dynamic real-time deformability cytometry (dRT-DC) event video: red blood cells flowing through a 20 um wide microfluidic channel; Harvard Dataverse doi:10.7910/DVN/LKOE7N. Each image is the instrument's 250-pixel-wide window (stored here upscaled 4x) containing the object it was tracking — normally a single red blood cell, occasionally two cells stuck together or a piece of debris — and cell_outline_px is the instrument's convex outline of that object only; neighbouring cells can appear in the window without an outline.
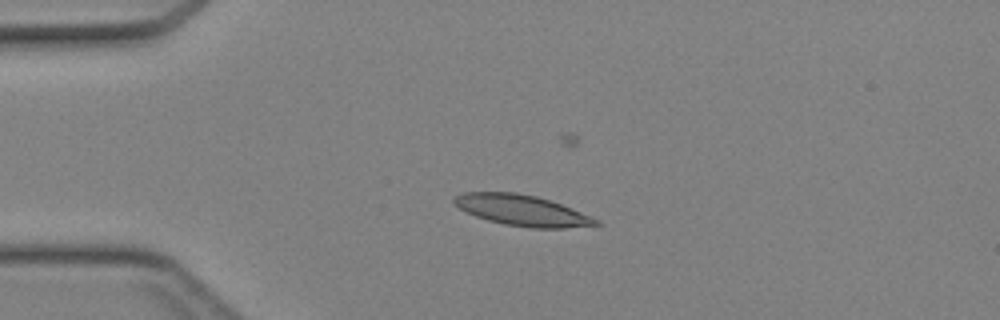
{"species": "Egyptian fruit bat (a non-hibernating species)", "species_latin": "Rousettus aegyptiacus", "temperature_condition": "cold", "stored_images_in_passage": 49, "camera_frame_rate_fps": 3000, "um_per_image_px": 0.085, "animal": {"sex": "female"}, "frame": {"image": 1, "passage_image": 14, "time_ms": 4.333, "image_size_px": [1000, 320], "cell_outline_px": [[600, 224], [564, 228], [532, 228], [504, 224], [488, 220], [476, 216], [460, 208], [452, 200], [456, 196], [464, 192], [516, 192], [536, 196], [560, 204], [600, 220]], "centroid_in_image_um": [44.36, 17.88], "position_along_channel_um": 40.6, "area_um2": 25.03}}
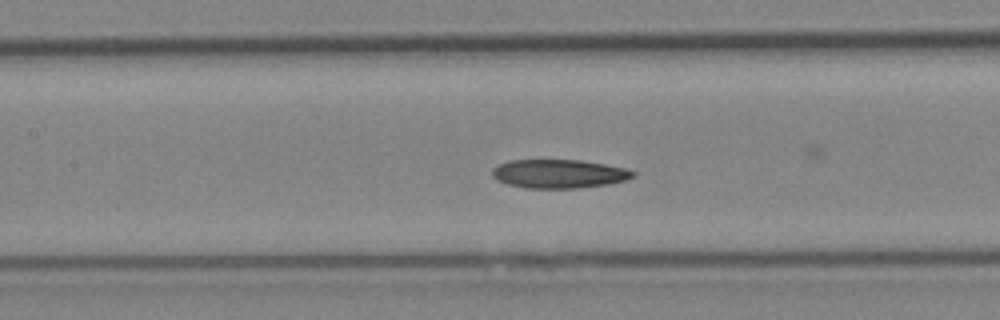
{"frame": {"image": 2, "passage_image": 24, "time_ms": 7.667, "image_size_px": [1000, 320], "cell_outline_px": [[636, 176], [624, 180], [608, 184], [580, 188], [528, 188], [508, 184], [496, 180], [492, 176], [492, 168], [500, 164], [512, 160], [580, 160], [604, 164], [624, 168], [636, 172]], "centroid_in_image_um": [47.51, 14.77], "position_along_channel_um": 159.9, "area_um2": 23.47}}
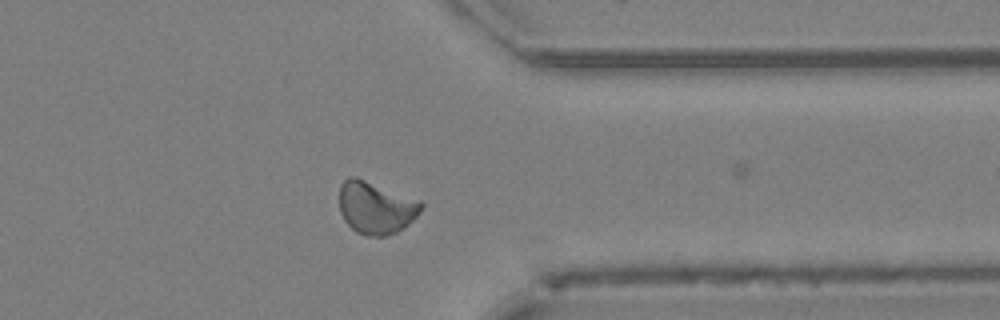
{"frame": {"image": 3, "passage_image": 39, "time_ms": 12.667, "image_size_px": [1000, 320], "cell_outline_px": [[424, 208], [404, 228], [396, 232], [384, 236], [364, 236], [356, 232], [344, 220], [340, 212], [340, 184], [348, 176], [356, 176], [420, 200], [424, 204]], "centroid_in_image_um": [31.95, 17.64], "position_along_channel_um": 379.5, "area_um2": 25.2}}